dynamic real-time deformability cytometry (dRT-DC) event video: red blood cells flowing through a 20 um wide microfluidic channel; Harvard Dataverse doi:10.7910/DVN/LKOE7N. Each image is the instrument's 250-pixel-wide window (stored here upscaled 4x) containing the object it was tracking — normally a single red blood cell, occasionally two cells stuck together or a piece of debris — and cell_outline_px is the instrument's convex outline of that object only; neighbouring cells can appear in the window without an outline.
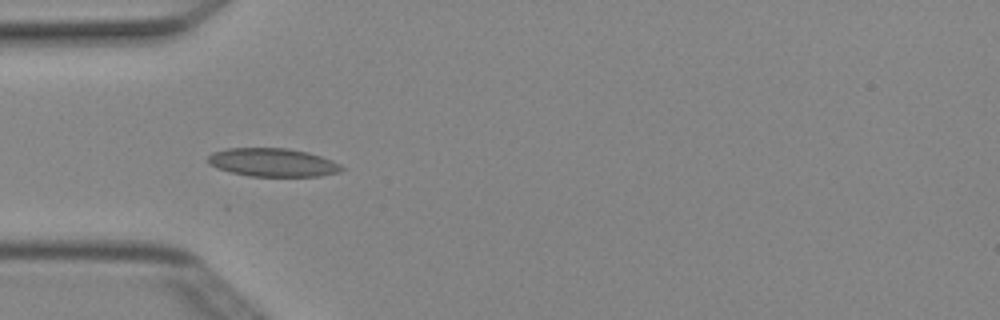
{"species": "Egyptian fruit bat (a non-hibernating species)", "species_latin": "Rousettus aegyptiacus", "temperature_condition": "cold", "stored_images_in_passage": 5, "camera_frame_rate_fps": 3000, "um_per_image_px": 0.085, "animal": {"sex": "female"}, "frame": {"image": 1, "passage_image": 3, "time_ms": 0.667, "image_size_px": [1000, 320], "cell_outline_px": [[344, 168], [340, 172], [320, 176], [248, 176], [216, 168], [208, 164], [208, 156], [212, 152], [228, 148], [288, 148], [308, 152], [332, 160], [340, 164]], "centroid_in_image_um": [23.17, 13.8], "position_along_channel_um": 61.8, "area_um2": 22.14}}
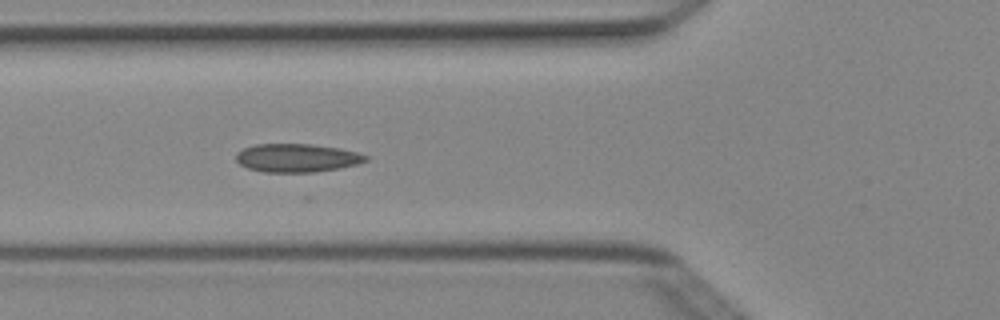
{"frame": {"image": 2, "passage_image": 4, "time_ms": 1.0, "image_size_px": [1000, 320], "cell_outline_px": [[368, 160], [356, 164], [340, 168], [312, 172], [264, 172], [248, 168], [240, 164], [236, 160], [236, 152], [244, 148], [256, 144], [312, 144], [340, 148], [356, 152], [368, 156]], "centroid_in_image_um": [25.23, 13.42], "position_along_channel_um": 100.6, "area_um2": 21.39}}
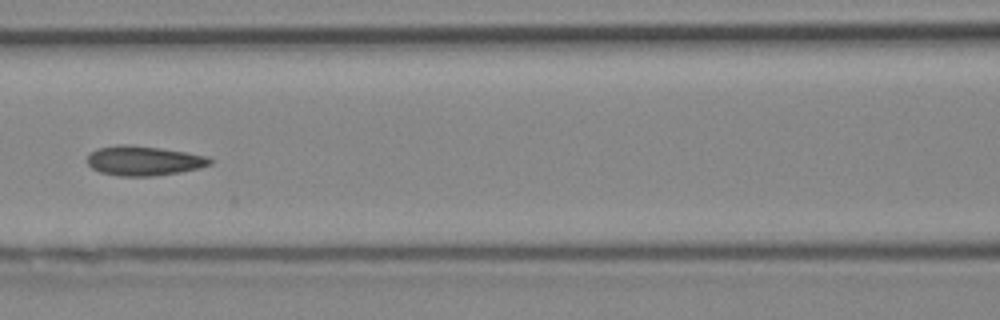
{"frame": {"image": 3, "passage_image": 5, "time_ms": 1.333, "image_size_px": [1000, 320], "cell_outline_px": [[212, 164], [200, 168], [180, 172], [152, 176], [116, 176], [100, 172], [92, 168], [88, 164], [88, 156], [96, 148], [116, 144], [128, 144], [160, 148], [208, 156], [212, 160]], "centroid_in_image_um": [12.21, 13.66], "position_along_channel_um": 154.4, "area_um2": 21.27}}